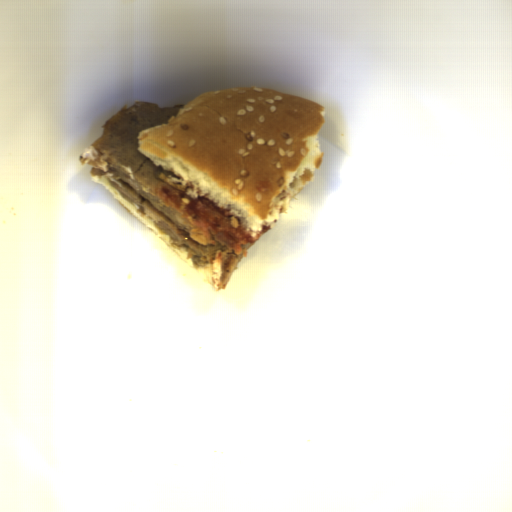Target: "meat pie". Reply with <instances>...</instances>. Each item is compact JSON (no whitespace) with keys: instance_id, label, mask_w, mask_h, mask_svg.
Instances as JSON below:
<instances>
[{"instance_id":"obj_1","label":"meat pie","mask_w":512,"mask_h":512,"mask_svg":"<svg viewBox=\"0 0 512 512\" xmlns=\"http://www.w3.org/2000/svg\"><path fill=\"white\" fill-rule=\"evenodd\" d=\"M185 104L161 107L150 101L135 100L121 107L105 121L102 134L79 155L80 165L91 167L90 177L103 176L139 212L169 235L174 246L184 247L187 261L195 268L213 265V281L219 288L230 282L240 259L256 242L241 244L239 254L208 228L199 226L165 200L159 189L174 176L140 151V131L166 124Z\"/></svg>"}]
</instances>
